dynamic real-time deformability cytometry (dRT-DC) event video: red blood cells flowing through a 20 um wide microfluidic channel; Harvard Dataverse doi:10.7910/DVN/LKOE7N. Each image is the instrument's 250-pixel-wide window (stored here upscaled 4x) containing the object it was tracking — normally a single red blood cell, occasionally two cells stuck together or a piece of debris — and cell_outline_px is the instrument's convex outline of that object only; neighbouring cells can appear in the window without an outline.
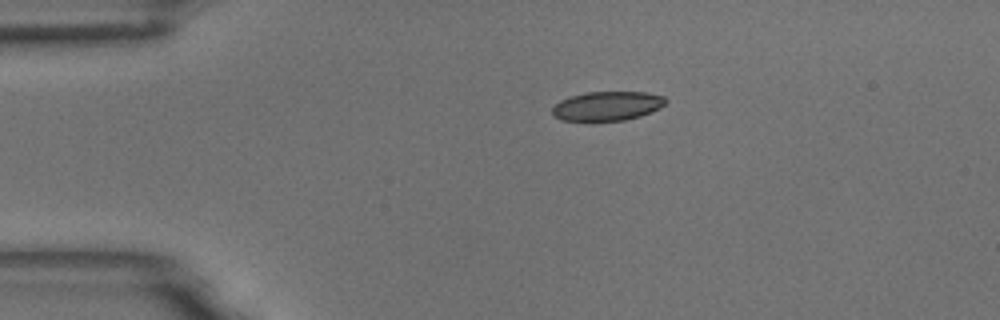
{"species": "common noctule bat (a hibernating species)", "species_latin": "Nyctalus noctula", "temperature_condition": "room temperature", "stored_images_in_passage": 46, "camera_frame_rate_fps": 3000, "um_per_image_px": 0.085, "animal": {"sex": "male", "body_mass_g": 18.8}, "frame": {"image": 1, "passage_image": 1, "time_ms": 0.0, "image_size_px": [1000, 320], "cell_outline_px": [[668, 100], [660, 108], [652, 112], [640, 116], [624, 120], [560, 120], [552, 112], [552, 108], [560, 100], [568, 96], [588, 92], [644, 92], [664, 96]], "centroid_in_image_um": [51.64, 8.99], "position_along_channel_um": 33.4, "area_um2": 19.19}}
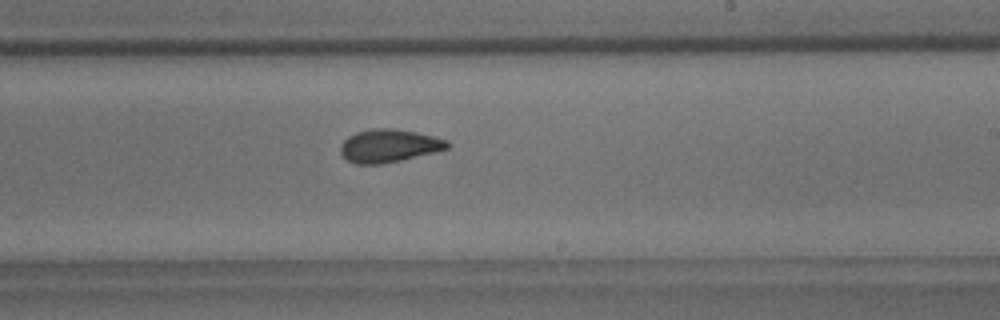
{"frame": {"image": 2, "passage_image": 23, "time_ms": 7.333, "image_size_px": [1000, 320], "cell_outline_px": [[452, 144], [448, 148], [400, 160], [380, 164], [356, 164], [348, 160], [340, 152], [340, 144], [348, 136], [356, 132], [372, 128], [392, 128], [416, 132], [448, 140]], "centroid_in_image_um": [33.04, 12.38], "position_along_channel_um": 256.0, "area_um2": 20.4}}
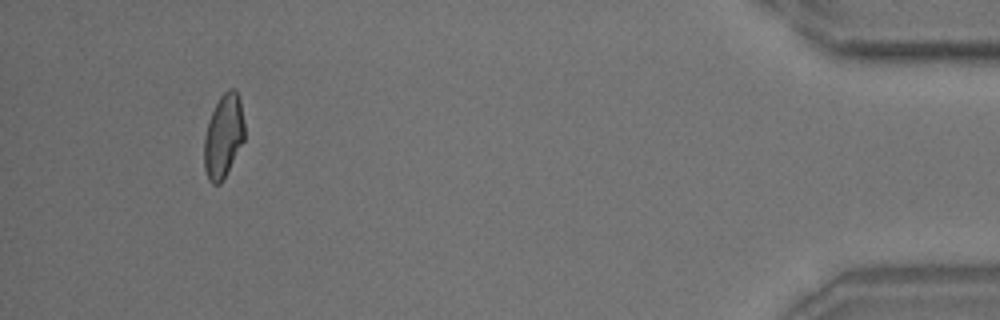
{"frame": {"image": 3, "passage_image": 42, "time_ms": 13.667, "image_size_px": [1000, 320], "cell_outline_px": [[244, 140], [220, 184], [212, 184], [208, 180], [204, 168], [204, 136], [208, 120], [220, 96], [228, 88], [236, 88], [240, 100], [244, 124]], "centroid_in_image_um": [18.98, 11.54], "position_along_channel_um": 416.2, "area_um2": 19.59}, "authors_computed_cell_mechanics": {"area_um2": 20.2878, "velocity_mm_per_s": 3.6024, "shape_relaxation_time_tau1_ms": 4.8499, "shape_relaxation_time_tau2_ms": 1.749, "deformation_change_tau1": 0.1312, "deformation_change_tau2": 0.0713}}